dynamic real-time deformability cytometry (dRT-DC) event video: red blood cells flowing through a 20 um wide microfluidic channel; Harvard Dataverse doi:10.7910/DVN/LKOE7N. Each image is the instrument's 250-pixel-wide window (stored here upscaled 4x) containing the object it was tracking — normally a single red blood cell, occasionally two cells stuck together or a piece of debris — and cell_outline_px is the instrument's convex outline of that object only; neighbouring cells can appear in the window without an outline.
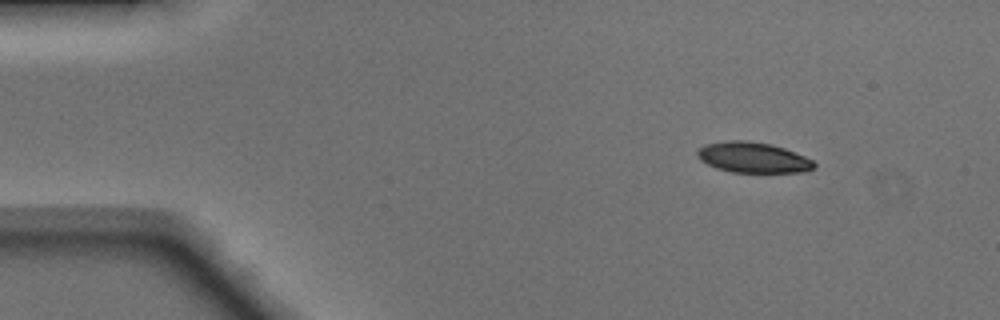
{"species": "Egyptian fruit bat (a non-hibernating species)", "species_latin": "Rousettus aegyptiacus", "temperature_condition": "warm", "stored_images_in_passage": 44, "camera_frame_rate_fps": 3000, "um_per_image_px": 0.085, "animal": {"sex": "male"}, "frame": {"image": 1, "passage_image": 1, "time_ms": 0.0, "image_size_px": [1000, 320], "cell_outline_px": [[816, 168], [804, 172], [732, 172], [716, 168], [700, 160], [696, 156], [696, 152], [704, 144], [724, 140], [748, 140], [772, 144], [784, 148], [804, 156], [812, 160], [816, 164]], "centroid_in_image_um": [63.99, 13.38], "position_along_channel_um": 21.0, "area_um2": 20.98}}
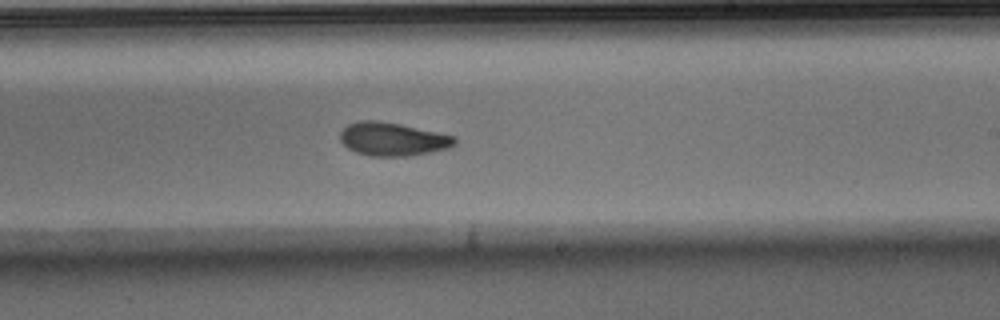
{"frame": {"image": 2, "passage_image": 24, "time_ms": 7.667, "image_size_px": [1000, 320], "cell_outline_px": [[456, 144], [448, 148], [408, 156], [368, 156], [356, 152], [348, 148], [340, 140], [340, 132], [348, 124], [360, 120], [376, 120], [400, 124], [456, 136]], "centroid_in_image_um": [33.36, 11.82], "position_along_channel_um": 255.6, "area_um2": 22.2}}
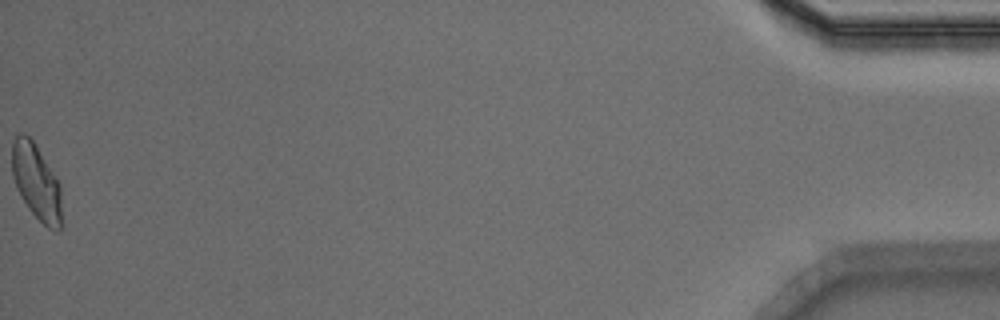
{"frame": {"image": 3, "passage_image": 44, "time_ms": 14.333, "image_size_px": [1000, 320], "cell_outline_px": [[60, 232], [56, 232], [48, 228], [28, 208], [16, 188], [12, 176], [12, 140], [20, 132], [24, 132], [32, 140], [60, 184]], "centroid_in_image_um": [3.06, 15.45], "position_along_channel_um": 432.1, "area_um2": 21.62}, "authors_computed_cell_mechanics": {"area_um2": 22.1085, "velocity_mm_per_s": 4.1444, "shape_relaxation_time_tau1_ms": 4.9862, "shape_relaxation_time_tau2_ms": 4.442, "deformation_change_tau1": 0.157, "deformation_change_tau2": 0.0972}}